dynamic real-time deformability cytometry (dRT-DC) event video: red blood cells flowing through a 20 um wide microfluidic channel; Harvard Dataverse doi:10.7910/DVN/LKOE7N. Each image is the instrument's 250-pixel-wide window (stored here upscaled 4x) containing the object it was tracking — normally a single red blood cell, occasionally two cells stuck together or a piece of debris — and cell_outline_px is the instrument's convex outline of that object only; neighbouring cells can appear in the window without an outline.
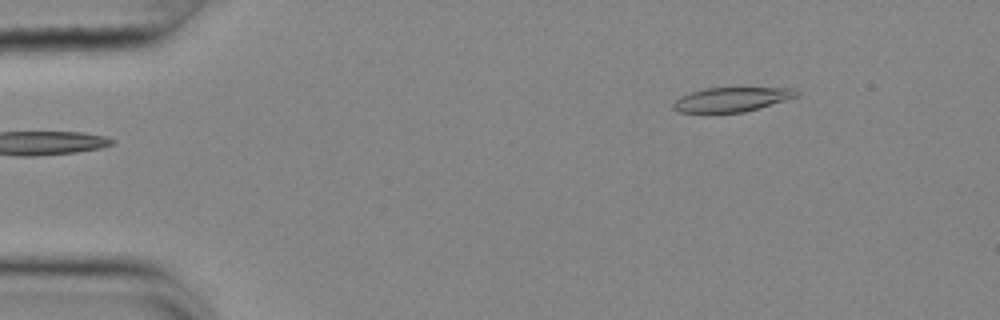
{"species": "common noctule bat (a hibernating species)", "species_latin": "Nyctalus noctula", "temperature_condition": "cold", "stored_images_in_passage": 48, "camera_frame_rate_fps": 3000, "um_per_image_px": 0.085, "animal": {"sex": "female", "body_mass_g": 25.1}, "frame": {"image": 1, "passage_image": 1, "time_ms": 0.0, "image_size_px": [1000, 320], "cell_outline_px": [[800, 92], [796, 96], [784, 100], [744, 112], [680, 112], [672, 108], [672, 104], [680, 96], [704, 88], [792, 88]], "centroid_in_image_um": [62.15, 8.45], "position_along_channel_um": 22.9, "area_um2": 17.11}}
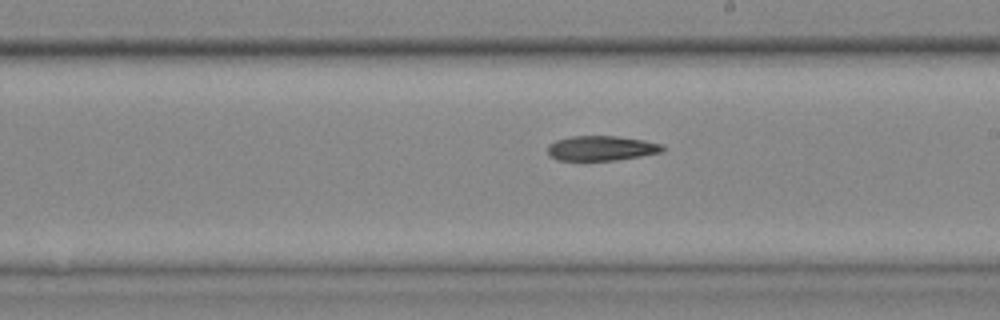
{"frame": {"image": 2, "passage_image": 25, "time_ms": 8.0, "image_size_px": [1000, 320], "cell_outline_px": [[664, 152], [616, 160], [556, 160], [548, 156], [548, 144], [556, 140], [572, 136], [616, 136], [644, 140], [664, 144]], "centroid_in_image_um": [51.12, 12.6], "position_along_channel_um": 237.9, "area_um2": 16.76}}
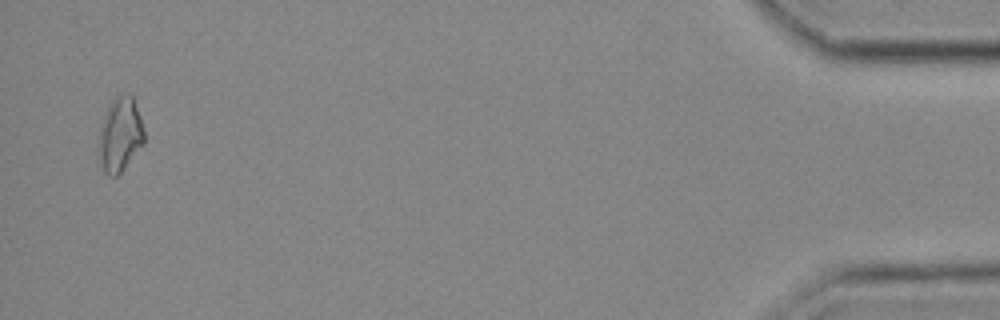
{"frame": {"image": 3, "passage_image": 47, "time_ms": 15.333, "image_size_px": [1000, 320], "cell_outline_px": [[144, 144], [120, 172], [116, 176], [108, 176], [104, 172], [100, 160], [100, 124], [108, 108], [116, 96], [132, 96], [140, 116], [144, 128]], "centroid_in_image_um": [10.23, 11.47], "position_along_channel_um": 425.0, "area_um2": 19.07}}